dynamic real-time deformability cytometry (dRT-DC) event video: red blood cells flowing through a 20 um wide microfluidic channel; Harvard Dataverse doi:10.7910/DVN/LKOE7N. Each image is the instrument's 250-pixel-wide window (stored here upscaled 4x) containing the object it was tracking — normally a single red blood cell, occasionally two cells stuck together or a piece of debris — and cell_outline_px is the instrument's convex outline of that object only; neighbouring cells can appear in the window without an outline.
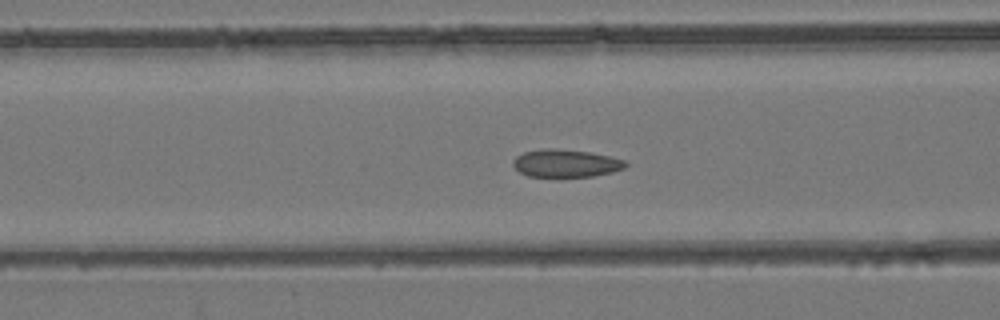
{"species": "common noctule bat (a hibernating species)", "species_latin": "Nyctalus noctula", "temperature_condition": "room temperature", "stored_images_in_passage": 46, "camera_frame_rate_fps": 3000, "um_per_image_px": 0.085, "animal": {"sex": "female", "body_mass_g": 24.6, "forearm_length_mm": 56.2}, "frame": {"image": 1, "passage_image": 15, "time_ms": 4.667, "image_size_px": [1000, 320], "cell_outline_px": [[628, 164], [624, 168], [612, 172], [592, 176], [528, 176], [520, 172], [512, 164], [512, 160], [516, 156], [524, 152], [544, 148], [556, 148], [592, 152], [624, 160]], "centroid_in_image_um": [48.08, 13.86], "position_along_channel_um": 118.5, "area_um2": 18.09}}
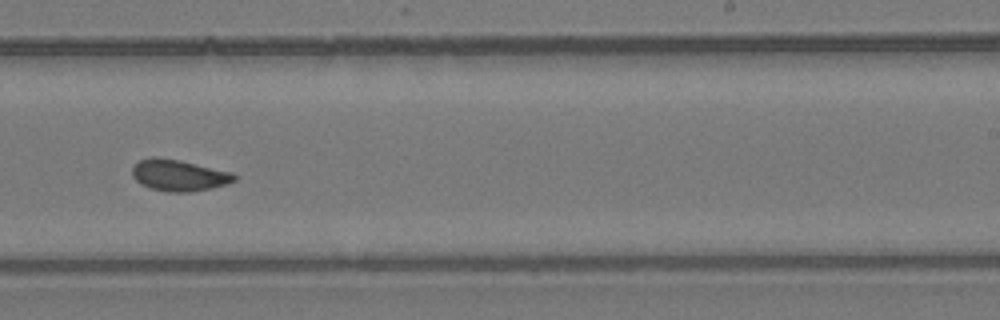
{"frame": {"image": 2, "passage_image": 27, "time_ms": 8.667, "image_size_px": [1000, 320], "cell_outline_px": [[236, 180], [228, 184], [212, 188], [188, 192], [168, 192], [152, 188], [140, 184], [132, 176], [132, 164], [140, 160], [152, 156], [156, 156], [180, 160], [232, 172], [236, 176]], "centroid_in_image_um": [15.18, 14.89], "position_along_channel_um": 273.8, "area_um2": 18.84}}
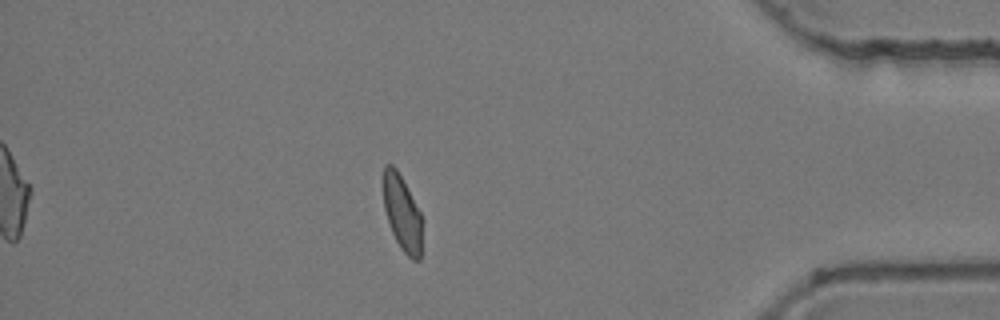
{"frame": {"image": 3, "passage_image": 40, "time_ms": 13.0, "image_size_px": [1000, 320], "cell_outline_px": [[420, 260], [412, 260], [400, 248], [392, 232], [384, 208], [384, 164], [392, 164], [396, 168], [420, 212]], "centroid_in_image_um": [34.16, 18.11], "position_along_channel_um": 401.0, "area_um2": 16.42}, "authors_computed_cell_mechanics": {"area_um2": 18.3226, "velocity_mm_per_s": 3.8934, "shape_relaxation_time_tau1_ms": null, "shape_relaxation_time_tau2_ms": 1.0718, "deformation_change_tau1": null, "deformation_change_tau2": 0.0449}}